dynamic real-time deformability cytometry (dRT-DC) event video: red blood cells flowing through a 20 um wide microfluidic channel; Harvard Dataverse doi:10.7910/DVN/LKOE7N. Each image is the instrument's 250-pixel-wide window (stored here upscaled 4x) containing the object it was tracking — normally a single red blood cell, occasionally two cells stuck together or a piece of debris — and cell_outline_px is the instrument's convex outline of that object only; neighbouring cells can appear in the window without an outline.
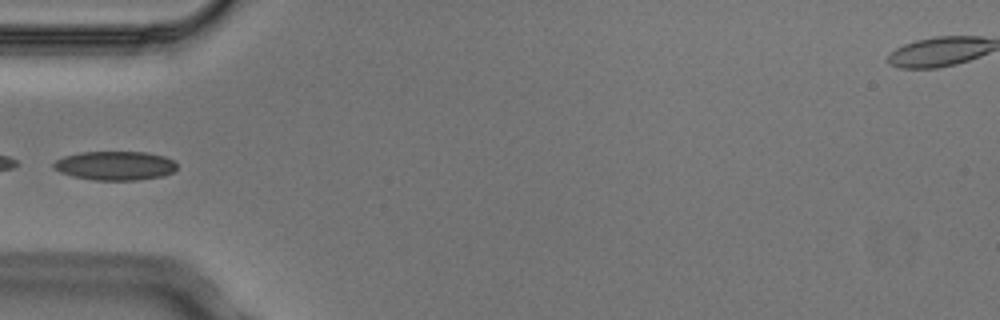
{"species": "Egyptian fruit bat (a non-hibernating species)", "species_latin": "Rousettus aegyptiacus", "temperature_condition": "cold", "stored_images_in_passage": 6, "camera_frame_rate_fps": 3000, "um_per_image_px": 0.085, "animal": {"sex": "male"}, "frame": {"image": 1, "passage_image": 5, "time_ms": 1.333, "image_size_px": [1000, 320], "cell_outline_px": [[176, 168], [172, 172], [164, 176], [136, 180], [96, 180], [72, 176], [60, 172], [52, 168], [52, 164], [56, 160], [64, 156], [80, 152], [148, 152], [164, 156], [172, 160], [176, 164]], "centroid_in_image_um": [9.76, 14.08], "position_along_channel_um": 75.2, "area_um2": 20.87}}
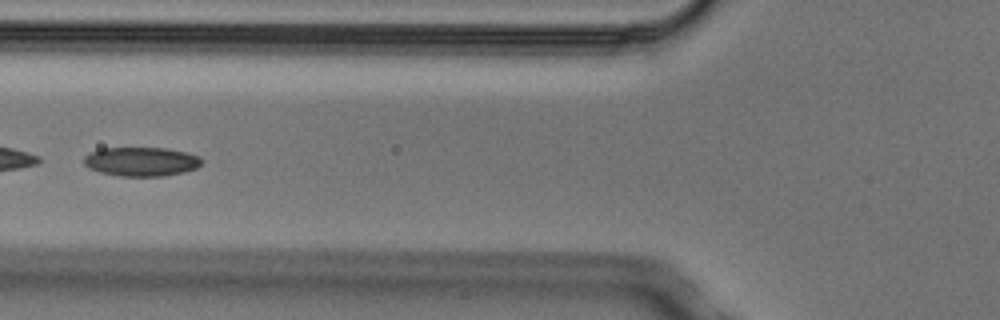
{"frame": {"image": 2, "passage_image": 6, "time_ms": 1.667, "image_size_px": [1000, 320], "cell_outline_px": [[200, 164], [196, 168], [184, 172], [164, 176], [120, 176], [100, 172], [88, 168], [84, 164], [84, 156], [88, 152], [100, 148], [164, 148], [184, 152], [200, 156]], "centroid_in_image_um": [11.95, 13.73], "position_along_channel_um": 113.8, "area_um2": 19.94}}